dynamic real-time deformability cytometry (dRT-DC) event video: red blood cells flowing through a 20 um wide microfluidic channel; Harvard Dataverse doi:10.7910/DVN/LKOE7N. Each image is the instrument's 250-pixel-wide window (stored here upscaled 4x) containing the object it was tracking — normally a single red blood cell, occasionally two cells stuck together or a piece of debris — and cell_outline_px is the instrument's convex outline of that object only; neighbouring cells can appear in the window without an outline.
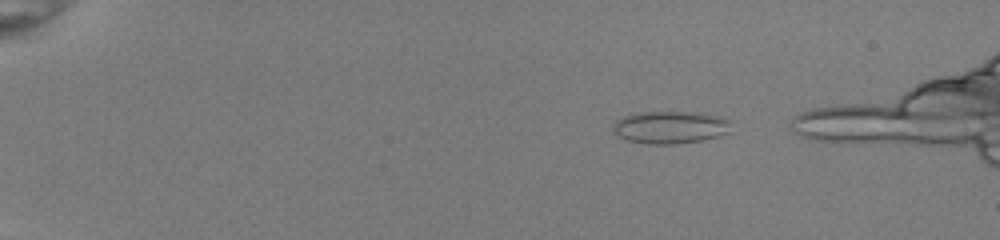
{"species": "common noctule bat (a hibernating species)", "species_latin": "Nyctalus noctula", "temperature_condition": "room temperature", "stored_images_in_passage": 42, "camera_frame_rate_fps": 3000, "um_per_image_px": 0.085, "animal": {"sex": "female", "body_mass_g": 22.0, "forearm_length_mm": 56.7}, "frame": {"image": 1, "passage_image": 2, "time_ms": 0.333, "image_size_px": [1000, 240], "cell_outline_px": [[732, 120], [728, 132], [716, 136], [700, 140], [672, 144], [648, 144], [628, 140], [620, 136], [612, 128], [612, 124], [616, 120], [624, 116], [636, 112], [696, 112], [716, 116]], "centroid_in_image_um": [56.95, 10.8], "position_along_channel_um": 28.1, "area_um2": 22.14}}
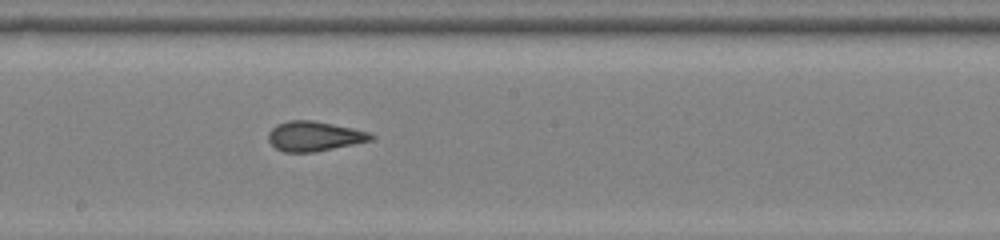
{"frame": {"image": 2, "passage_image": 24, "time_ms": 7.667, "image_size_px": [1000, 240], "cell_outline_px": [[376, 136], [372, 140], [316, 152], [284, 152], [276, 148], [268, 140], [268, 132], [276, 124], [288, 120], [312, 120], [352, 128], [368, 132]], "centroid_in_image_um": [26.69, 11.58], "position_along_channel_um": 221.5, "area_um2": 17.8}}
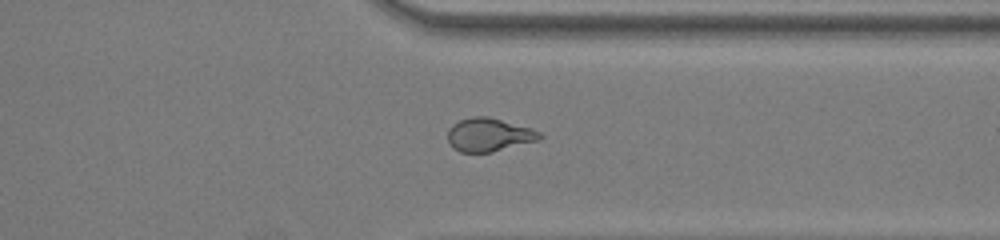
{"frame": {"image": 3, "passage_image": 35, "time_ms": 11.333, "image_size_px": [1000, 240], "cell_outline_px": [[544, 136], [540, 140], [492, 152], [460, 152], [452, 148], [448, 140], [448, 128], [452, 124], [460, 120], [472, 116], [488, 116], [532, 128], [540, 132]], "centroid_in_image_um": [41.57, 11.45], "position_along_channel_um": 369.8, "area_um2": 18.09}}